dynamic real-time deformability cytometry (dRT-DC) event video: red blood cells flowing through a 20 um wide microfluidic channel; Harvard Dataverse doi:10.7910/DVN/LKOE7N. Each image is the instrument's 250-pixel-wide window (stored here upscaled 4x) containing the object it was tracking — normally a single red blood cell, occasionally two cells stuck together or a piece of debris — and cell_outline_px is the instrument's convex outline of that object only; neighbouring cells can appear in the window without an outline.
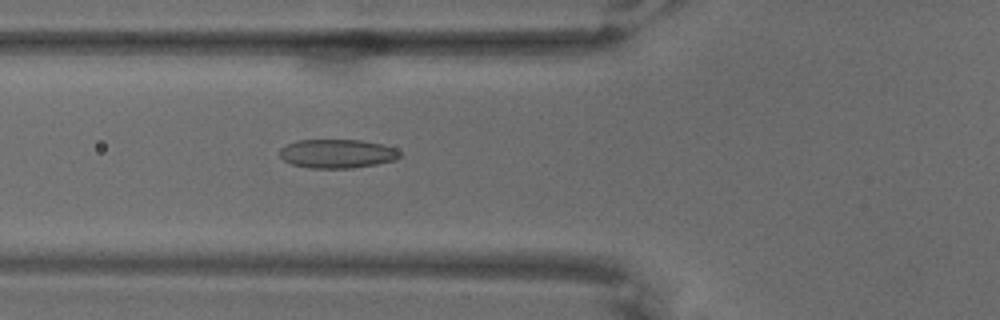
{"species": "common noctule bat (a hibernating species)", "species_latin": "Nyctalus noctula", "temperature_condition": "warm", "stored_images_in_passage": 67, "camera_frame_rate_fps": 3000, "um_per_image_px": 0.085, "animal": {"sex": "male", "body_mass_g": 18.8}, "frame": {"image": 1, "passage_image": 26, "time_ms": 8.333, "image_size_px": [1000, 320], "cell_outline_px": [[400, 156], [396, 160], [376, 164], [352, 168], [308, 168], [292, 164], [284, 160], [280, 156], [280, 148], [296, 140], [360, 140], [380, 144], [396, 148], [400, 152]], "centroid_in_image_um": [28.66, 13.06], "position_along_channel_um": 97.1, "area_um2": 20.17}}
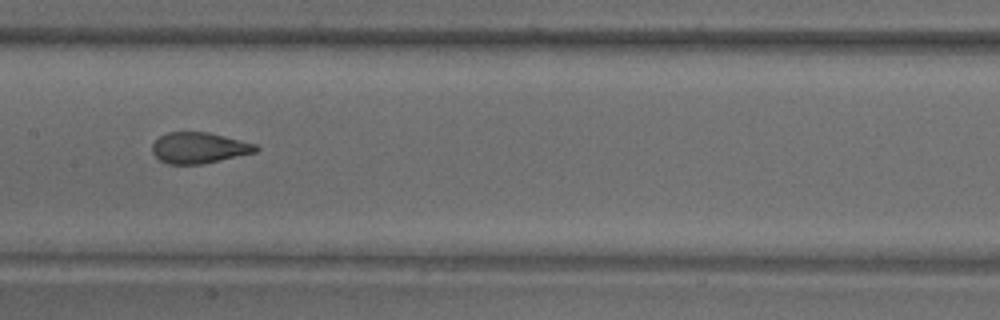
{"frame": {"image": 2, "passage_image": 35, "time_ms": 11.333, "image_size_px": [1000, 320], "cell_outline_px": [[260, 148], [256, 152], [204, 164], [168, 164], [160, 160], [152, 152], [152, 144], [160, 136], [168, 132], [208, 132], [256, 144]], "centroid_in_image_um": [16.92, 12.57], "position_along_channel_um": 190.5, "area_um2": 18.67}}
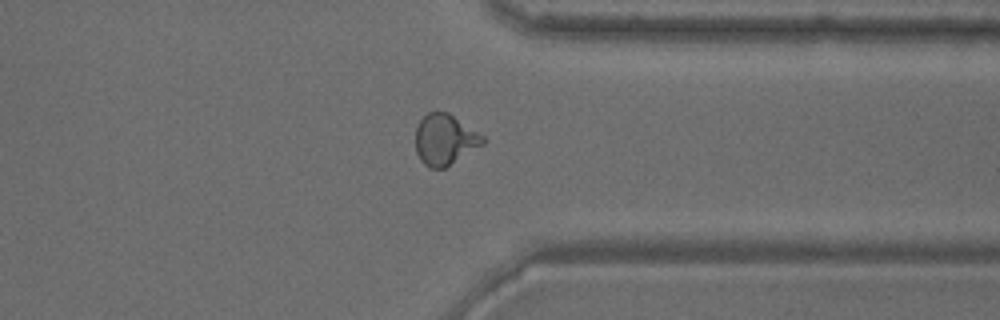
{"frame": {"image": 3, "passage_image": 53, "time_ms": 17.333, "image_size_px": [1000, 320], "cell_outline_px": [[484, 144], [444, 168], [428, 168], [420, 160], [416, 152], [416, 128], [420, 120], [428, 112], [448, 112], [484, 136]], "centroid_in_image_um": [37.8, 11.87], "position_along_channel_um": 373.6, "area_um2": 19.77}}